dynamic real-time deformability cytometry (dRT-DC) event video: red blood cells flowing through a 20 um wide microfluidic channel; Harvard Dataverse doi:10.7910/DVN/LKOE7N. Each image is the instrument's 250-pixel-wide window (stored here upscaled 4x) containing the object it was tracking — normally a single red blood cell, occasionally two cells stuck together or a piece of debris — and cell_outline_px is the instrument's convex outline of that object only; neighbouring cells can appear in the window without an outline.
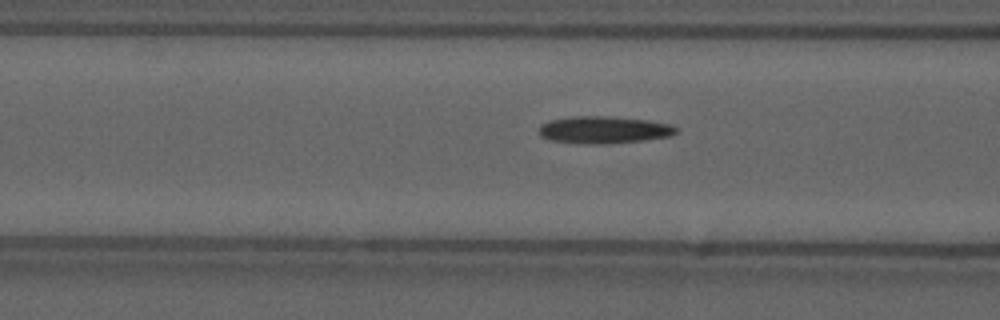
{"species": "common noctule bat (a hibernating species)", "species_latin": "Nyctalus noctula", "temperature_condition": "cold", "stored_images_in_passage": 16, "camera_frame_rate_fps": 3000, "um_per_image_px": 0.085, "animal": {"sex": "male", "forearm_length_mm": 52.5}, "frame": {"image": 1, "passage_image": 14, "time_ms": 4.333, "image_size_px": [1000, 320], "cell_outline_px": [[680, 128], [676, 132], [668, 136], [644, 140], [604, 144], [584, 144], [552, 140], [540, 136], [540, 124], [552, 120], [572, 116], [608, 116], [648, 120], [668, 124]], "centroid_in_image_um": [51.33, 11.03], "position_along_channel_um": 115.3, "area_um2": 21.62}}